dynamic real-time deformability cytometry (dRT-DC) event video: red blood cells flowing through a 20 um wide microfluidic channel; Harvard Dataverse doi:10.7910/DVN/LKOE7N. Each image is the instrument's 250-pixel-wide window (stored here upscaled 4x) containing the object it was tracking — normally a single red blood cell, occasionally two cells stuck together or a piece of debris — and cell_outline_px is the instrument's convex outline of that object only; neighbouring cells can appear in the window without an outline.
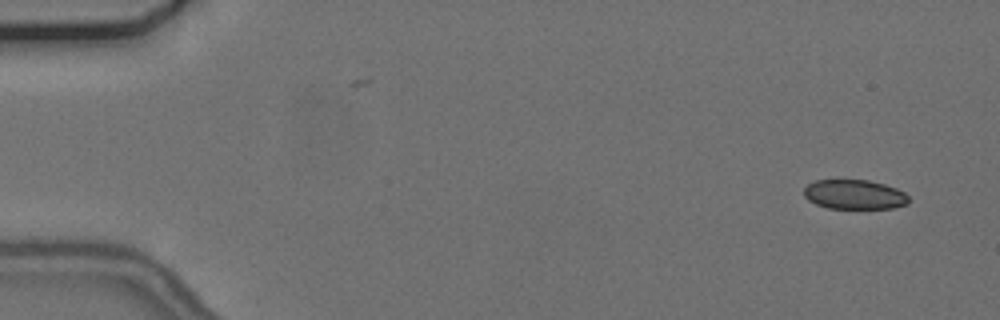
{"species": "common noctule bat (a hibernating species)", "species_latin": "Nyctalus noctula", "temperature_condition": "cold", "stored_images_in_passage": 56, "camera_frame_rate_fps": 3000, "um_per_image_px": 0.085, "animal": {"sex": "female", "body_mass_g": 24.6, "forearm_length_mm": 56.2}, "frame": {"image": 1, "passage_image": 3, "time_ms": 0.667, "image_size_px": [1000, 320], "cell_outline_px": [[908, 204], [892, 208], [828, 208], [816, 204], [808, 200], [804, 196], [804, 188], [808, 184], [816, 180], [868, 180], [884, 184], [896, 188], [904, 192], [908, 196]], "centroid_in_image_um": [72.62, 16.53], "position_along_channel_um": 12.4, "area_um2": 17.98}}
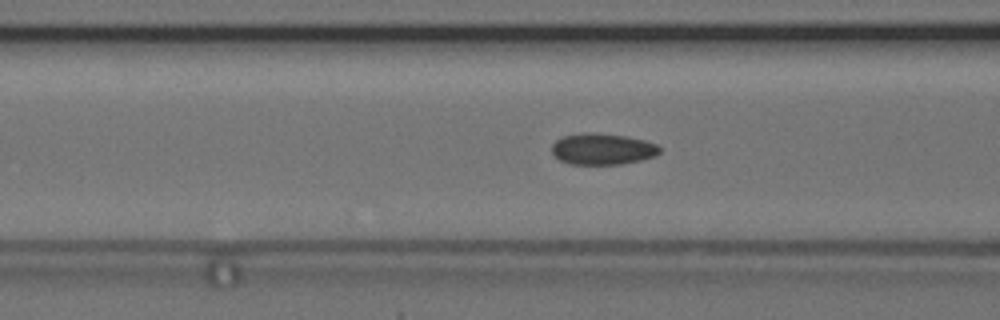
{"frame": {"image": 2, "passage_image": 22, "time_ms": 7.0, "image_size_px": [1000, 320], "cell_outline_px": [[660, 152], [656, 156], [640, 160], [620, 164], [568, 164], [560, 160], [552, 152], [552, 144], [556, 140], [564, 136], [584, 132], [592, 132], [628, 136], [644, 140], [656, 144], [660, 148]], "centroid_in_image_um": [51.21, 12.66], "position_along_channel_um": 115.4, "area_um2": 19.71}}
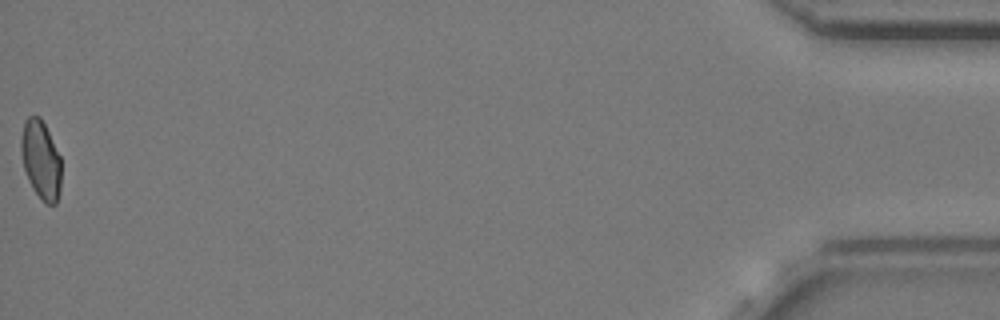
{"frame": {"image": 3, "passage_image": 56, "time_ms": 18.333, "image_size_px": [1000, 320], "cell_outline_px": [[60, 192], [56, 204], [48, 204], [40, 200], [32, 188], [28, 180], [24, 168], [20, 152], [20, 140], [24, 120], [28, 116], [40, 116], [60, 156]], "centroid_in_image_um": [3.45, 13.6], "position_along_channel_um": 431.8, "area_um2": 18.5}, "authors_computed_cell_mechanics": {"area_um2": 19.4208, "velocity_mm_per_s": 3.664, "shape_relaxation_time_tau1_ms": null, "shape_relaxation_time_tau2_ms": 1.8984, "deformation_change_tau1": null, "deformation_change_tau2": 0.0679}}